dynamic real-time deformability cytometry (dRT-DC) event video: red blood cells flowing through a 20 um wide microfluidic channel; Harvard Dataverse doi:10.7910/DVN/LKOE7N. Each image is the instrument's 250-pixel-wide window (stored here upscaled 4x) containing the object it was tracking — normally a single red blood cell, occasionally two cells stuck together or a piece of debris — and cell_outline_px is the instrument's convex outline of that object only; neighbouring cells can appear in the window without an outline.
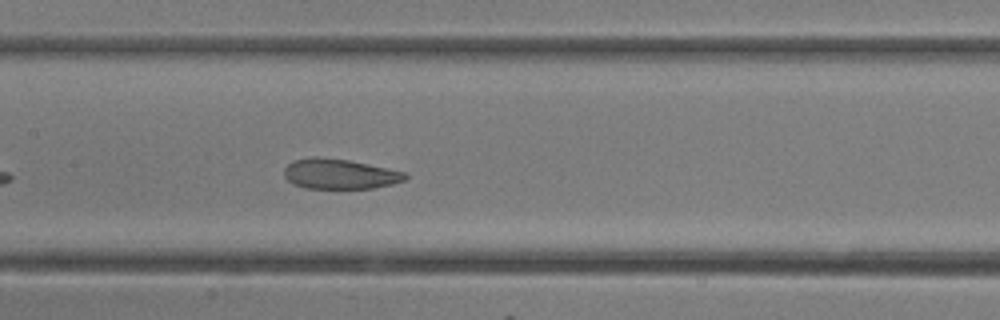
{"species": "common noctule bat (a hibernating species)", "species_latin": "Nyctalus noctula", "temperature_condition": "room temperature", "stored_images_in_passage": 12, "camera_frame_rate_fps": 3000, "um_per_image_px": 0.085, "animal": {"sex": "female"}, "frame": {"image": 1, "passage_image": 12, "time_ms": 3.667, "image_size_px": [1000, 320], "cell_outline_px": [[404, 176], [400, 180], [388, 184], [368, 188], [312, 188], [296, 184], [288, 176], [288, 164], [296, 160], [344, 160], [400, 172]], "centroid_in_image_um": [28.87, 14.83], "position_along_channel_um": 178.5, "area_um2": 18.73}}